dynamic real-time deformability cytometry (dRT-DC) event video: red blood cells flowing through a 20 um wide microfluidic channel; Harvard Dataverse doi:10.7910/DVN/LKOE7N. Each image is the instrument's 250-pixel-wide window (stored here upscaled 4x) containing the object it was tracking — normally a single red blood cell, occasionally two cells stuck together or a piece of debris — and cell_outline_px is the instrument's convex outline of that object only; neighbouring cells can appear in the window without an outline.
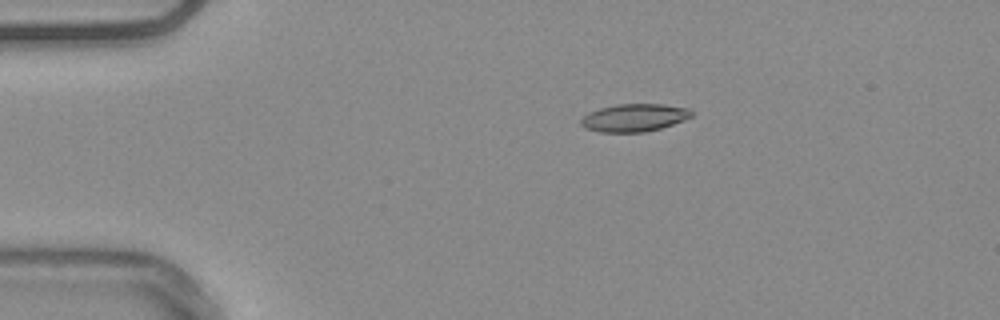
{"species": "common noctule bat (a hibernating species)", "species_latin": "Nyctalus noctula", "temperature_condition": "warm", "stored_images_in_passage": 45, "camera_frame_rate_fps": 3000, "um_per_image_px": 0.085, "animal": {"sex": "male", "body_mass_g": 20.4}, "frame": {"image": 1, "passage_image": 1, "time_ms": 0.0, "image_size_px": [1000, 320], "cell_outline_px": [[692, 116], [684, 120], [660, 128], [644, 132], [600, 132], [584, 128], [580, 124], [580, 120], [588, 112], [600, 108], [616, 104], [660, 104], [688, 108], [692, 112]], "centroid_in_image_um": [53.87, 10.0], "position_along_channel_um": 31.1, "area_um2": 17.8}}
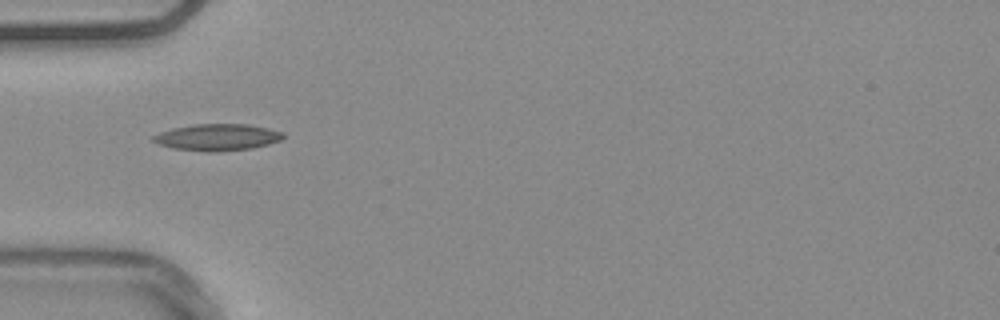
{"frame": {"image": 2, "passage_image": 8, "time_ms": 2.333, "image_size_px": [1000, 320], "cell_outline_px": [[284, 136], [280, 140], [268, 144], [252, 148], [216, 152], [208, 152], [172, 148], [160, 144], [152, 140], [152, 136], [160, 132], [172, 128], [192, 124], [248, 124], [268, 128], [284, 132]], "centroid_in_image_um": [18.47, 11.66], "position_along_channel_um": 66.5, "area_um2": 20.23}}
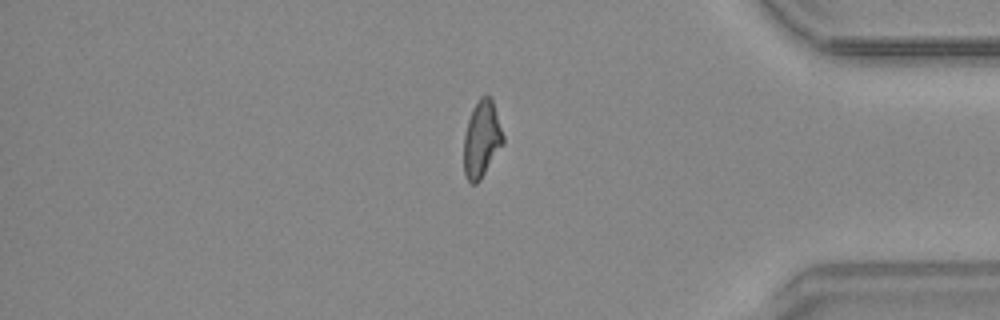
{"frame": {"image": 3, "passage_image": 36, "time_ms": 11.667, "image_size_px": [1000, 320], "cell_outline_px": [[504, 144], [480, 180], [476, 184], [472, 184], [464, 176], [464, 136], [468, 120], [472, 108], [480, 96], [488, 96], [492, 100], [504, 136]], "centroid_in_image_um": [40.94, 11.85], "position_along_channel_um": 394.3, "area_um2": 17.57}, "authors_computed_cell_mechanics": {"area_um2": 17.8024, "velocity_mm_per_s": 3.7748, "shape_relaxation_time_tau1_ms": null, "shape_relaxation_time_tau2_ms": 2.6625, "deformation_change_tau1": null, "deformation_change_tau2": 0.0983}}